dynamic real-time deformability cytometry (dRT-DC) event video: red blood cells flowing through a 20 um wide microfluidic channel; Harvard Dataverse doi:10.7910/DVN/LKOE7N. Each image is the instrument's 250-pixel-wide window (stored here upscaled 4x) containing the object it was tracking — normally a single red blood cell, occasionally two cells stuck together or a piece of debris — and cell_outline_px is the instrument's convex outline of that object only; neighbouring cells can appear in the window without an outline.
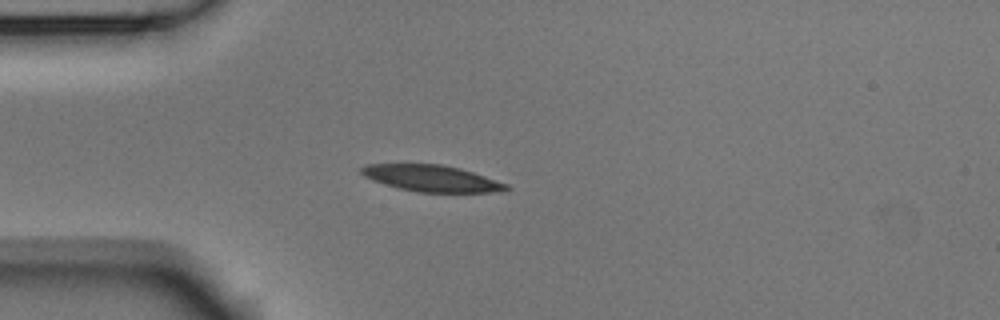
{"species": "Egyptian fruit bat (a non-hibernating species)", "species_latin": "Rousettus aegyptiacus", "temperature_condition": "room temperature", "stored_images_in_passage": 4, "camera_frame_rate_fps": 3000, "um_per_image_px": 0.085, "animal": {"sex": "male"}, "frame": {"image": 1, "passage_image": 3, "time_ms": 0.667, "image_size_px": [1000, 320], "cell_outline_px": [[512, 188], [500, 192], [416, 192], [384, 184], [372, 180], [364, 176], [360, 172], [360, 168], [368, 164], [440, 164], [460, 168], [508, 184]], "centroid_in_image_um": [36.7, 15.16], "position_along_channel_um": 48.3, "area_um2": 22.25}}